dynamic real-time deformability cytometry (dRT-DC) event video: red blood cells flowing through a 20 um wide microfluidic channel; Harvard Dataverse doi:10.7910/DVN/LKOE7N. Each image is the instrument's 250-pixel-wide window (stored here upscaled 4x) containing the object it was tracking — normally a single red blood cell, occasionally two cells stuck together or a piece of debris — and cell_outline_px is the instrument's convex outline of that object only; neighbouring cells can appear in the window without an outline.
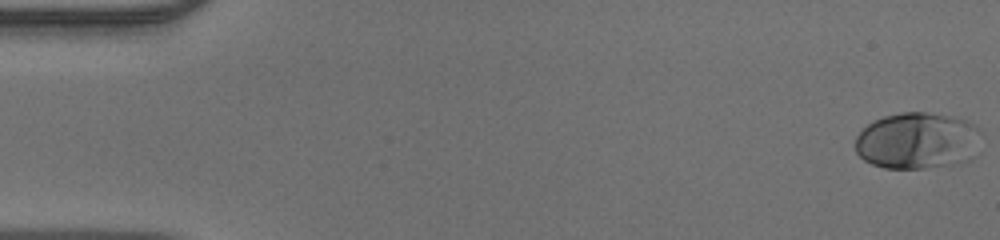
{"species": "human", "species_latin": "Homo sapiens", "temperature_condition": "warm", "stored_images_in_passage": 49, "camera_frame_rate_fps": 3000, "um_per_image_px": 0.085, "donor": {"sex": "male"}, "frame": {"image": 1, "passage_image": 1, "time_ms": 0.0, "image_size_px": [1000, 240], "cell_outline_px": [[984, 132], [948, 164], [924, 168], [884, 168], [872, 164], [864, 160], [856, 152], [856, 136], [868, 124], [884, 116], [904, 112], [924, 112], [952, 116], [968, 120]], "centroid_in_image_um": [77.79, 11.9], "position_along_channel_um": 7.2, "area_um2": 39.54}}
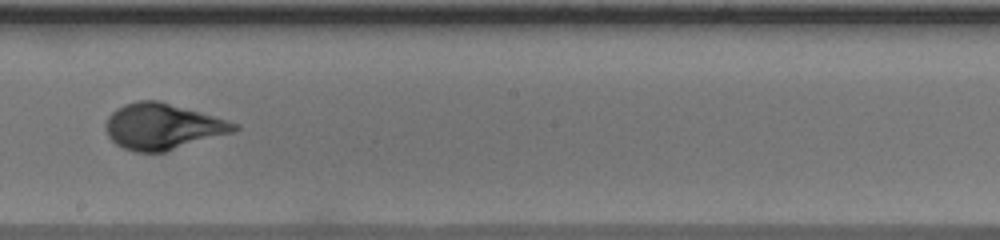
{"frame": {"image": 2, "passage_image": 28, "time_ms": 9.0, "image_size_px": [1000, 240], "cell_outline_px": [[240, 128], [236, 132], [164, 152], [136, 152], [124, 148], [116, 144], [108, 136], [104, 124], [108, 116], [116, 108], [124, 104], [136, 100], [160, 100], [240, 124]], "centroid_in_image_um": [13.83, 10.75], "position_along_channel_um": 234.4, "area_um2": 34.68}}
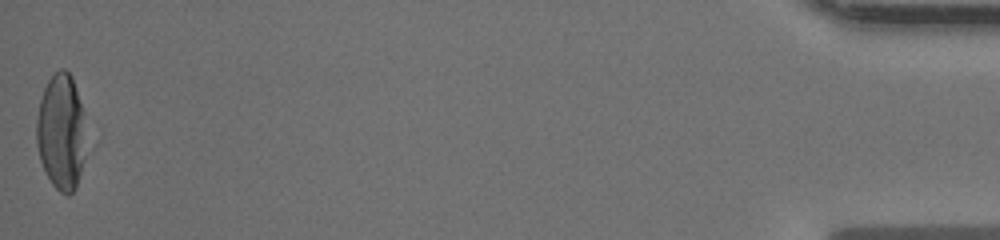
{"frame": {"image": 3, "passage_image": 49, "time_ms": 16.0, "image_size_px": [1000, 240], "cell_outline_px": [[88, 148], [76, 188], [68, 196], [64, 196], [52, 184], [40, 160], [36, 144], [36, 120], [40, 100], [44, 88], [48, 80], [60, 68], [64, 68], [72, 76], [80, 104]], "centroid_in_image_um": [5.21, 11.27], "position_along_channel_um": 430.0, "area_um2": 33.76}}